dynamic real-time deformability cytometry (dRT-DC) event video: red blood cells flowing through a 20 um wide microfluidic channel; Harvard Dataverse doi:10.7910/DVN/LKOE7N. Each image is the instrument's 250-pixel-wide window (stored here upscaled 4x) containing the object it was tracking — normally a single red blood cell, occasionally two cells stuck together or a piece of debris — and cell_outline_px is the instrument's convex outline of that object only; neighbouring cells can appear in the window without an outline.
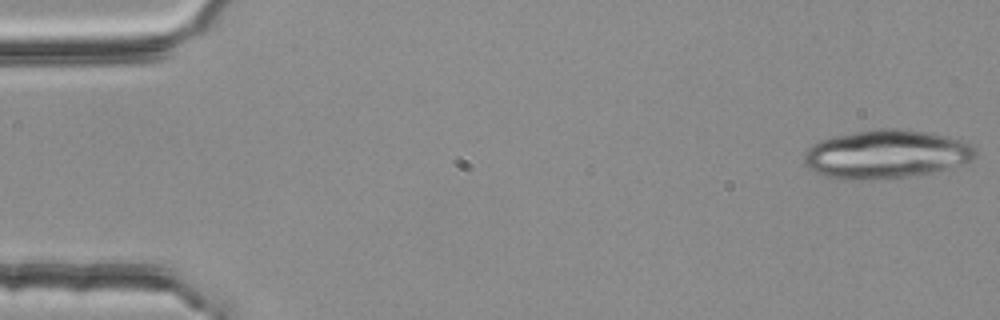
{"species": "common noctule bat (a hibernating species)", "species_latin": "Nyctalus noctula", "temperature_condition": "room temperature", "stored_images_in_passage": 4, "camera_frame_rate_fps": 3000, "um_per_image_px": 0.085, "animal": {"sex": "female", "body_mass_g": 25.1}, "frame": {"image": 1, "passage_image": 1, "time_ms": 0.0, "image_size_px": [1000, 320], "cell_outline_px": [[976, 156], [972, 160], [948, 168], [932, 172], [904, 176], [840, 180], [824, 176], [808, 168], [804, 164], [804, 152], [812, 144], [820, 140], [836, 136], [872, 128], [908, 128], [948, 136], [960, 140], [976, 148]], "centroid_in_image_um": [75.29, 13.08], "position_along_channel_um": 9.7, "area_um2": 48.32}}